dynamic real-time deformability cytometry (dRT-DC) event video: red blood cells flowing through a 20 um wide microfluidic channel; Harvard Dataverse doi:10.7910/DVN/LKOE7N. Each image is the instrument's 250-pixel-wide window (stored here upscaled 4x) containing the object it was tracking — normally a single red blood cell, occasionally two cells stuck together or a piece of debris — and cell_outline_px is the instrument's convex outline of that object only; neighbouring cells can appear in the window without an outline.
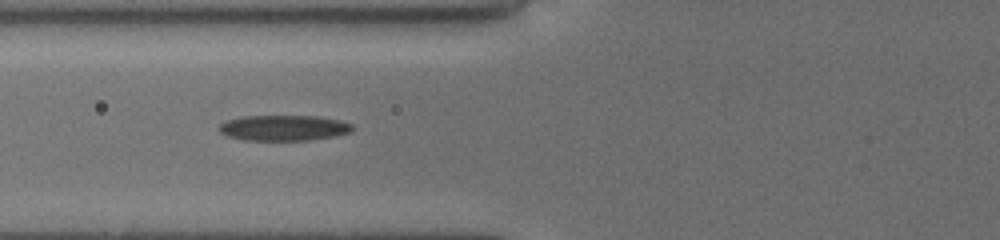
{"species": "common noctule bat (a hibernating species)", "species_latin": "Nyctalus noctula", "temperature_condition": "cold", "stored_images_in_passage": 38, "camera_frame_rate_fps": 3000, "um_per_image_px": 0.085, "animal": {"sex": "female", "body_mass_g": 19.5, "forearm_length_mm": 54.1}, "frame": {"image": 1, "passage_image": 6, "time_ms": 1.667, "image_size_px": [1000, 240], "cell_outline_px": [[352, 132], [336, 136], [308, 140], [244, 140], [228, 136], [220, 132], [216, 128], [220, 124], [228, 120], [244, 116], [320, 116], [340, 120], [352, 124]], "centroid_in_image_um": [24.13, 10.87], "position_along_channel_um": 101.7, "area_um2": 19.94}}
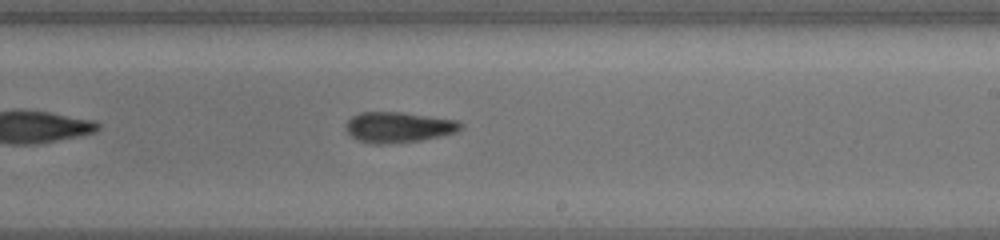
{"frame": {"image": 2, "passage_image": 18, "time_ms": 5.667, "image_size_px": [1000, 240], "cell_outline_px": [[464, 124], [456, 132], [440, 136], [420, 140], [384, 144], [372, 144], [356, 140], [348, 132], [348, 120], [352, 116], [360, 112], [400, 112], [456, 120]], "centroid_in_image_um": [33.87, 10.81], "position_along_channel_um": 255.1, "area_um2": 20.17}}
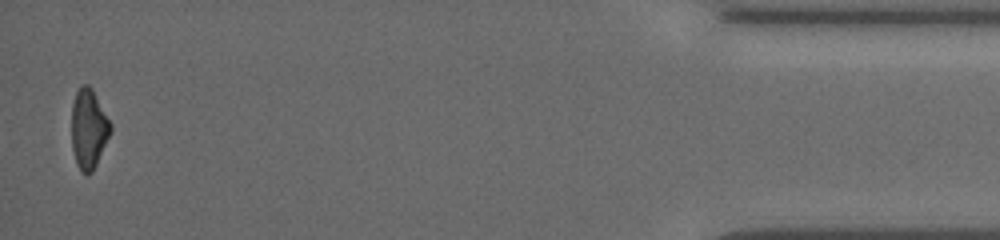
{"frame": {"image": 3, "passage_image": 37, "time_ms": 12.0, "image_size_px": [1000, 240], "cell_outline_px": [[112, 132], [92, 172], [88, 176], [80, 172], [76, 164], [72, 148], [72, 104], [76, 92], [80, 84], [88, 84], [92, 88], [112, 124]], "centroid_in_image_um": [7.54, 10.96], "position_along_channel_um": 427.7, "area_um2": 18.38}, "authors_computed_cell_mechanics": {"area_um2": 19.7098, "velocity_mm_per_s": 3.8453, "shape_relaxation_time_tau1_ms": 6.4176, "shape_relaxation_time_tau2_ms": 4.6595, "deformation_change_tau1": 0.1953, "deformation_change_tau2": 0.142}}